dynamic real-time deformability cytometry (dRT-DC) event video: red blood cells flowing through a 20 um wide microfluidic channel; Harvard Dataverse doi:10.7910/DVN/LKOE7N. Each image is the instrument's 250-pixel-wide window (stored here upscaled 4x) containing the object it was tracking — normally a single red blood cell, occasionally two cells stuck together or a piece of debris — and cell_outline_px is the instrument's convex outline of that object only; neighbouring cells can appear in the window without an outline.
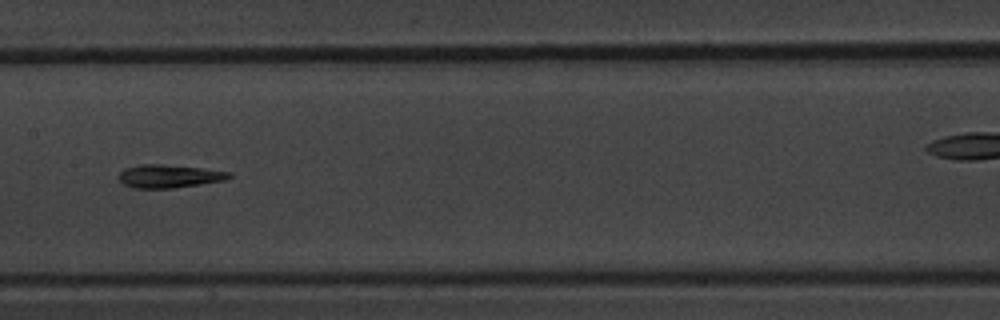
{"species": "common noctule bat (a hibernating species)", "species_latin": "Nyctalus noctula", "temperature_condition": "warm", "stored_images_in_passage": 9, "camera_frame_rate_fps": 3000, "um_per_image_px": 0.085, "animal": {"sex": "male", "body_mass_g": 20.1, "forearm_length_mm": 53.5}, "frame": {"image": 1, "passage_image": 7, "time_ms": 8.333, "image_size_px": [1000, 320], "cell_outline_px": [[232, 176], [224, 180], [200, 184], [172, 188], [132, 188], [124, 184], [116, 176], [124, 168], [140, 164], [164, 164], [200, 168], [232, 172]], "centroid_in_image_um": [14.33, 14.97], "position_along_channel_um": 193.1, "area_um2": 14.91}}
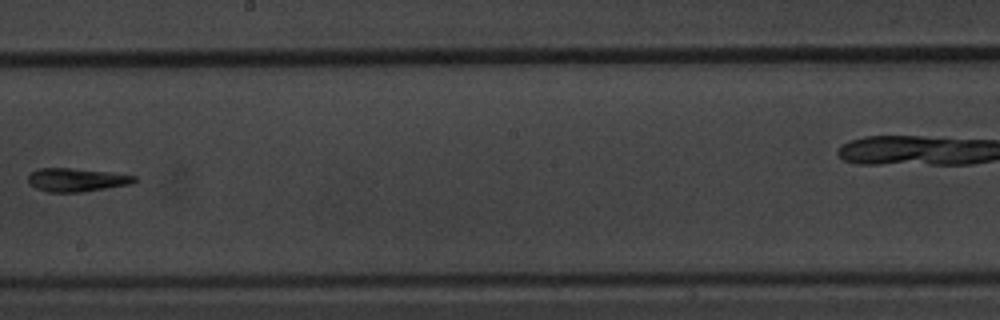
{"frame": {"image": 2, "passage_image": 8, "time_ms": 9.667, "image_size_px": [1000, 320], "cell_outline_px": [[140, 180], [132, 184], [84, 192], [48, 192], [36, 188], [28, 184], [28, 176], [36, 168], [68, 168], [108, 172], [136, 176]], "centroid_in_image_um": [6.52, 15.3], "position_along_channel_um": 241.7, "area_um2": 14.62}}